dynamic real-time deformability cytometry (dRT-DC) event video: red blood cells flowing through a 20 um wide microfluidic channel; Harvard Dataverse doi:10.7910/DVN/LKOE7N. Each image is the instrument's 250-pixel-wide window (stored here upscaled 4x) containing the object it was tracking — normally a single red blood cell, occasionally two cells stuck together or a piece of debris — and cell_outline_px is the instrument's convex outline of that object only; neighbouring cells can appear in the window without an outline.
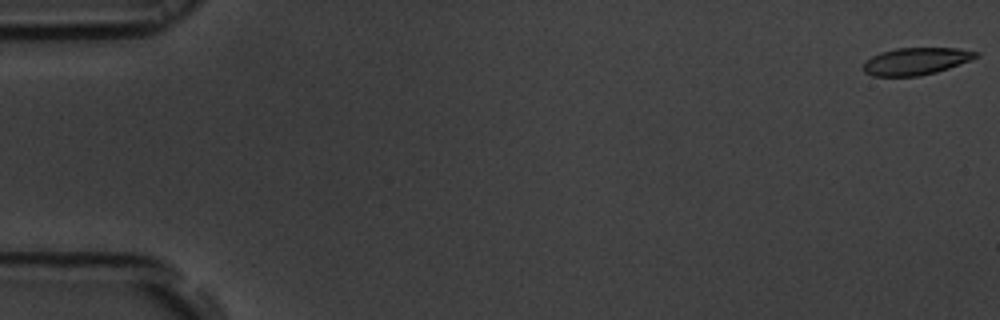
{"species": "common noctule bat (a hibernating species)", "species_latin": "Nyctalus noctula", "temperature_condition": "room temperature", "stored_images_in_passage": 9, "camera_frame_rate_fps": 3000, "um_per_image_px": 0.085, "animal": {"sex": "male", "body_mass_g": 19.5, "forearm_length_mm": 54.6}, "frame": {"image": 1, "passage_image": 1, "time_ms": 0.0, "image_size_px": [1000, 320], "cell_outline_px": [[980, 56], [972, 60], [936, 72], [920, 76], [872, 76], [864, 72], [864, 64], [872, 56], [880, 52], [896, 48], [956, 48], [980, 52]], "centroid_in_image_um": [77.9, 5.2], "position_along_channel_um": 7.1, "area_um2": 17.86}}